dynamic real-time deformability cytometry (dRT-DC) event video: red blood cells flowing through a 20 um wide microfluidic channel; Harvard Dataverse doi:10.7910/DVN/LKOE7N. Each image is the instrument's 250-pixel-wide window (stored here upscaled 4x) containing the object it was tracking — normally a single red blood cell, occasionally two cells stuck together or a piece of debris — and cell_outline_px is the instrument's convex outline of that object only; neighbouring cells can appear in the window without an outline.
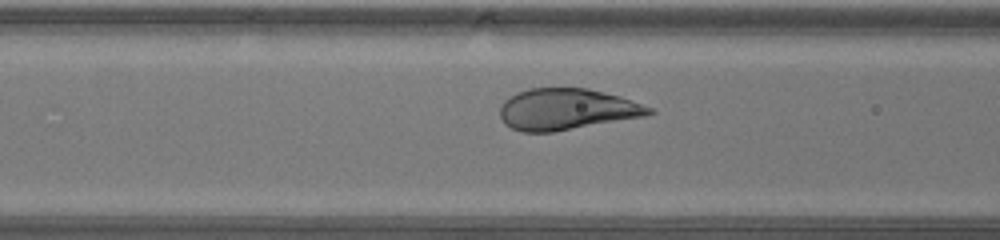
{"species": "human", "species_latin": "Homo sapiens", "temperature_condition": "warm", "stored_images_in_passage": 26, "camera_frame_rate_fps": 3000, "um_per_image_px": 0.085, "donor": {"sex": "male"}, "frame": {"image": 1, "passage_image": 5, "time_ms": 1.333, "image_size_px": [1000, 240], "cell_outline_px": [[656, 112], [644, 116], [552, 132], [520, 132], [504, 124], [500, 116], [500, 108], [504, 100], [508, 96], [516, 92], [528, 88], [588, 88], [620, 96], [652, 108]], "centroid_in_image_um": [48.12, 9.28], "position_along_channel_um": 118.5, "area_um2": 35.84}}
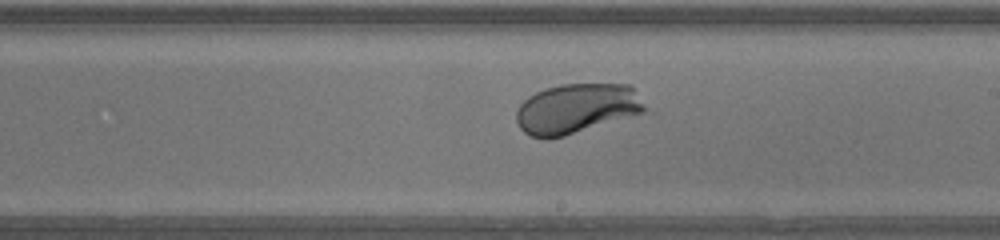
{"frame": {"image": 2, "passage_image": 13, "time_ms": 4.0, "image_size_px": [1000, 240], "cell_outline_px": [[644, 112], [564, 136], [532, 136], [524, 132], [520, 128], [516, 120], [516, 112], [520, 104], [528, 96], [544, 88], [560, 84], [632, 84], [644, 108]], "centroid_in_image_um": [48.98, 9.19], "position_along_channel_um": 240.0, "area_um2": 36.7}}
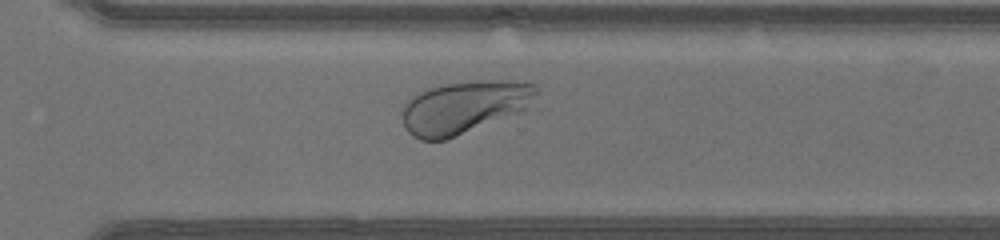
{"frame": {"image": 3, "passage_image": 19, "time_ms": 6.0, "image_size_px": [1000, 240], "cell_outline_px": [[540, 92], [532, 104], [528, 108], [520, 112], [444, 140], [420, 140], [412, 136], [404, 128], [404, 104], [412, 96], [428, 88], [448, 84], [508, 80], [536, 84], [540, 88]], "centroid_in_image_um": [39.51, 9.11], "position_along_channel_um": 331.1, "area_um2": 40.69}}